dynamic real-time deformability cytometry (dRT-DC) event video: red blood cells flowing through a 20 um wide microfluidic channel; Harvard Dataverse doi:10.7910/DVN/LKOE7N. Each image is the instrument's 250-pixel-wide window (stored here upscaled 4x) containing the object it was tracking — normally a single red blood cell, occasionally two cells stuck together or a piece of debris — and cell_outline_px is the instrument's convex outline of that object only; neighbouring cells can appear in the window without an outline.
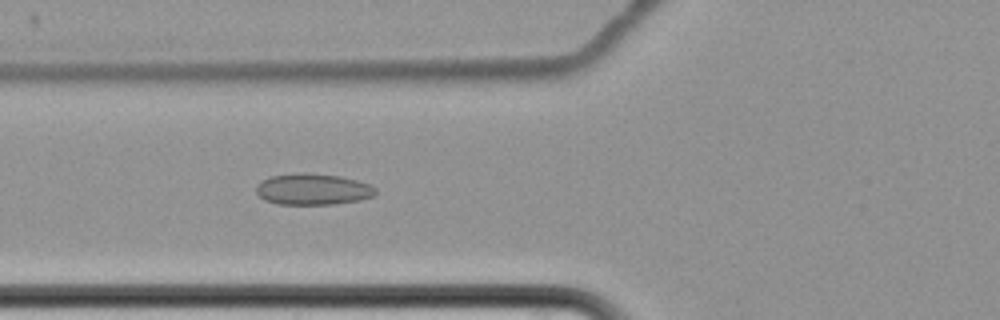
{"species": "common noctule bat (a hibernating species)", "species_latin": "Nyctalus noctula", "temperature_condition": "cold", "stored_images_in_passage": 7, "camera_frame_rate_fps": 3000, "um_per_image_px": 0.085, "animal": {"sex": "female", "body_mass_g": 22.7, "forearm_length_mm": 54.2}, "frame": {"image": 1, "passage_image": 7, "time_ms": 8.667, "image_size_px": [1000, 320], "cell_outline_px": [[376, 192], [372, 196], [360, 200], [336, 204], [276, 204], [264, 200], [256, 192], [256, 184], [260, 180], [268, 176], [304, 172], [308, 172], [340, 176], [356, 180], [368, 184], [376, 188]], "centroid_in_image_um": [26.54, 16.08], "position_along_channel_um": 99.3, "area_um2": 21.96}}